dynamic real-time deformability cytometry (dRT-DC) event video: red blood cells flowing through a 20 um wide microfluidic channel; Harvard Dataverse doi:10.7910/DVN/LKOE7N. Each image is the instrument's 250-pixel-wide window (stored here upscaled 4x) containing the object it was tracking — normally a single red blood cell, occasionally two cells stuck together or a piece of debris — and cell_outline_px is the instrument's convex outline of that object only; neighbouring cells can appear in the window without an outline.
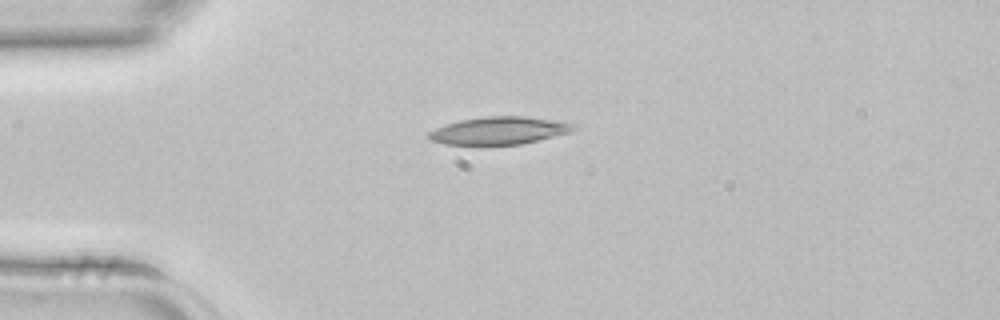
{"species": "common noctule bat (a hibernating species)", "species_latin": "Nyctalus noctula", "temperature_condition": "room temperature", "stored_images_in_passage": 1, "camera_frame_rate_fps": 3000, "um_per_image_px": 0.085, "animal": {"sex": "female", "body_mass_g": 22.7, "forearm_length_mm": 54.2}, "frame": {"image": 1, "passage_image": 1, "time_ms": 0.0, "image_size_px": [1000, 320], "cell_outline_px": [[580, 124], [572, 132], [520, 144], [480, 148], [476, 148], [444, 144], [432, 140], [428, 136], [428, 132], [444, 124], [460, 120], [484, 116], [524, 116]], "centroid_in_image_um": [42.38, 11.14], "position_along_channel_um": 42.6, "area_um2": 24.33}}